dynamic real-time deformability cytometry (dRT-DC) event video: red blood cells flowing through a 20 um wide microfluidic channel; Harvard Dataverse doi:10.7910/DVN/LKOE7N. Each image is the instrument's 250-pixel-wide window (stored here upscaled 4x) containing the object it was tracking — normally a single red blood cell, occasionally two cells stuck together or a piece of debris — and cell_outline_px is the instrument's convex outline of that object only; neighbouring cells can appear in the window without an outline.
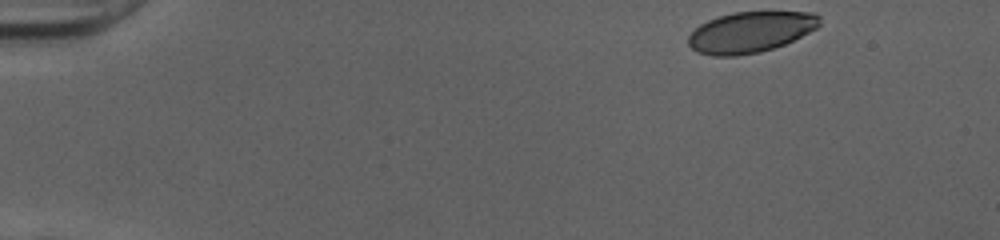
{"species": "human", "species_latin": "Homo sapiens", "temperature_condition": "cold", "stored_images_in_passage": 46, "camera_frame_rate_fps": 3000, "um_per_image_px": 0.085, "donor": {"sex": "female"}, "frame": {"image": 1, "passage_image": 1, "time_ms": 0.0, "image_size_px": [1000, 240], "cell_outline_px": [[820, 24], [816, 28], [784, 44], [760, 52], [736, 56], [712, 56], [696, 52], [688, 44], [688, 36], [700, 24], [708, 20], [732, 12], [816, 12], [820, 16]], "centroid_in_image_um": [63.77, 2.73], "position_along_channel_um": 21.2, "area_um2": 31.15}}
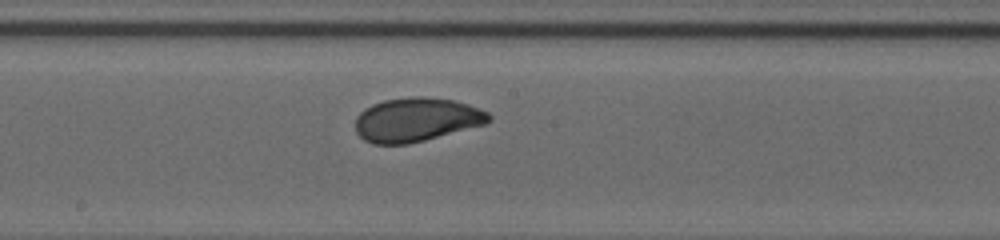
{"frame": {"image": 2, "passage_image": 24, "time_ms": 7.667, "image_size_px": [1000, 240], "cell_outline_px": [[492, 120], [484, 124], [424, 140], [408, 144], [372, 144], [364, 140], [356, 132], [356, 116], [364, 108], [372, 104], [384, 100], [412, 96], [420, 96], [452, 100], [468, 104], [488, 112], [492, 116]], "centroid_in_image_um": [35.37, 10.17], "position_along_channel_um": 212.8, "area_um2": 34.04}}
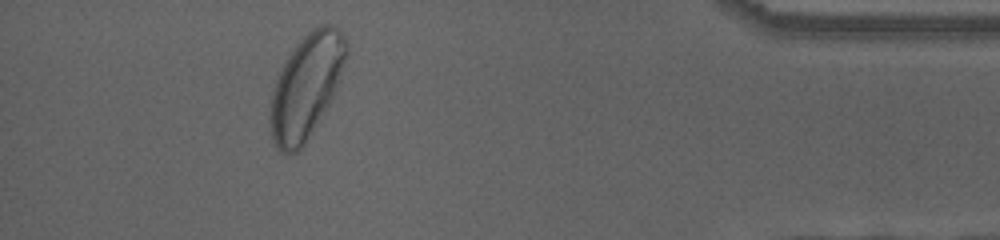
{"frame": {"image": 3, "passage_image": 42, "time_ms": 13.667, "image_size_px": [1000, 240], "cell_outline_px": [[348, 56], [336, 92], [328, 108], [304, 144], [292, 156], [280, 152], [276, 148], [272, 140], [268, 116], [272, 92], [276, 72], [300, 40], [312, 28], [320, 24], [328, 24], [340, 28], [348, 44]], "centroid_in_image_um": [26.03, 7.35], "position_along_channel_um": 409.2, "area_um2": 47.34}, "authors_computed_cell_mechanics": {"area_um2": 33.9286, "velocity_mm_per_s": 4.0103, "shape_relaxation_time_tau1_ms": 2.7318, "shape_relaxation_time_tau2_ms": 0.6931, "deformation_change_tau1": 0.1373, "deformation_change_tau2": 0.0404}}